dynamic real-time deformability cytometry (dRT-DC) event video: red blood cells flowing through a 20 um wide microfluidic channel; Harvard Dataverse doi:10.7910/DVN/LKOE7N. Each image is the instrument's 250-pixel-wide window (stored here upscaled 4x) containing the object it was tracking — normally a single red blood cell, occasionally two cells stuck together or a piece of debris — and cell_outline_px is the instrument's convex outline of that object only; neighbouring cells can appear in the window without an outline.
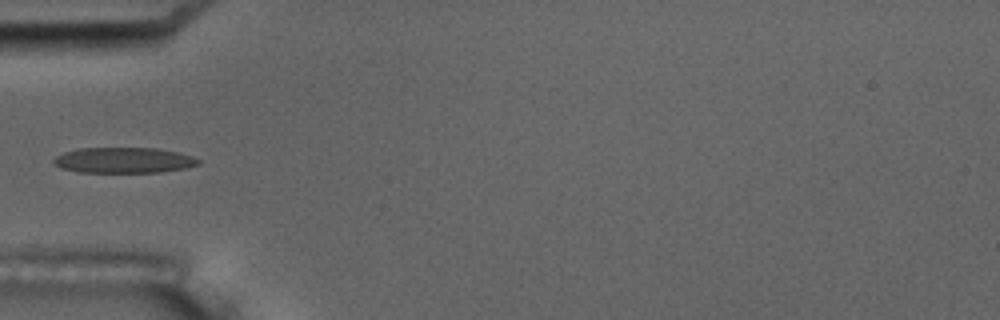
{"species": "common noctule bat (a hibernating species)", "species_latin": "Nyctalus noctula", "temperature_condition": "room temperature", "stored_images_in_passage": 10, "camera_frame_rate_fps": 3000, "um_per_image_px": 0.085, "animal": {"sex": "male", "body_mass_g": 17.5, "forearm_length_mm": 52.3}, "frame": {"image": 1, "passage_image": 5, "time_ms": 4.667, "image_size_px": [1000, 320], "cell_outline_px": [[200, 164], [188, 168], [160, 172], [80, 172], [60, 168], [52, 164], [52, 160], [56, 156], [64, 152], [80, 148], [156, 148], [176, 152], [192, 156], [200, 160]], "centroid_in_image_um": [10.5, 13.62], "position_along_channel_um": 74.5, "area_um2": 21.68}}